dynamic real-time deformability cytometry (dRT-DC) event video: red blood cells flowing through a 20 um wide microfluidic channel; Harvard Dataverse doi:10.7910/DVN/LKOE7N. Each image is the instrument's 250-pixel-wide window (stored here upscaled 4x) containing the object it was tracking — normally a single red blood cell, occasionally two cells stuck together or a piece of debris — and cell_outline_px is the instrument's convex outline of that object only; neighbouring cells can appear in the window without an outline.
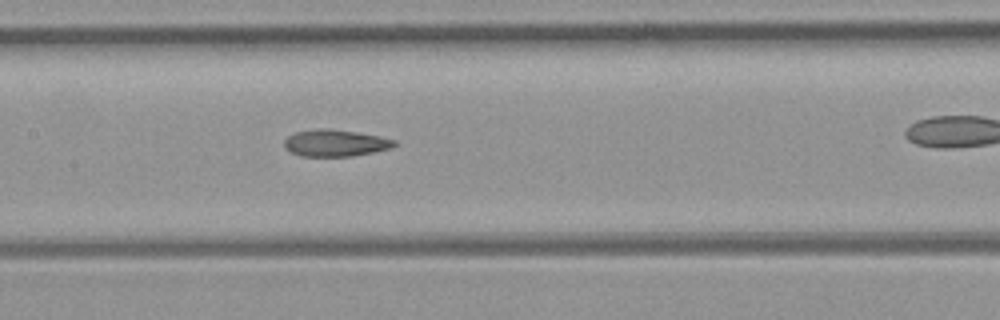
{"species": "common noctule bat (a hibernating species)", "species_latin": "Nyctalus noctula", "temperature_condition": "room temperature", "stored_images_in_passage": 27, "camera_frame_rate_fps": 3000, "um_per_image_px": 0.085, "animal": {"sex": "female", "body_mass_g": 21.9}, "frame": {"image": 1, "passage_image": 12, "time_ms": 3.667, "image_size_px": [1000, 320], "cell_outline_px": [[396, 144], [392, 148], [352, 156], [300, 156], [284, 148], [284, 140], [288, 136], [296, 132], [320, 128], [324, 128], [356, 132], [380, 136], [396, 140]], "centroid_in_image_um": [28.5, 12.16], "position_along_channel_um": 178.9, "area_um2": 17.11}}
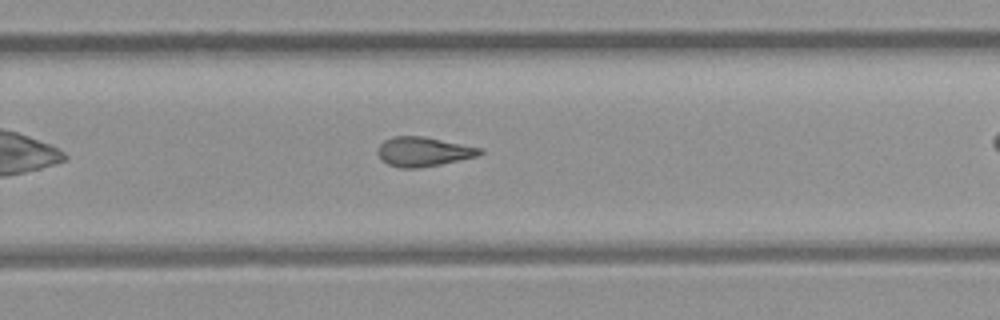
{"frame": {"image": 2, "passage_image": 20, "time_ms": 6.333, "image_size_px": [1000, 320], "cell_outline_px": [[484, 152], [480, 156], [420, 168], [400, 168], [388, 164], [380, 160], [376, 152], [376, 148], [384, 140], [392, 136], [424, 136], [484, 148]], "centroid_in_image_um": [35.99, 12.89], "position_along_channel_um": 293.8, "area_um2": 17.92}}
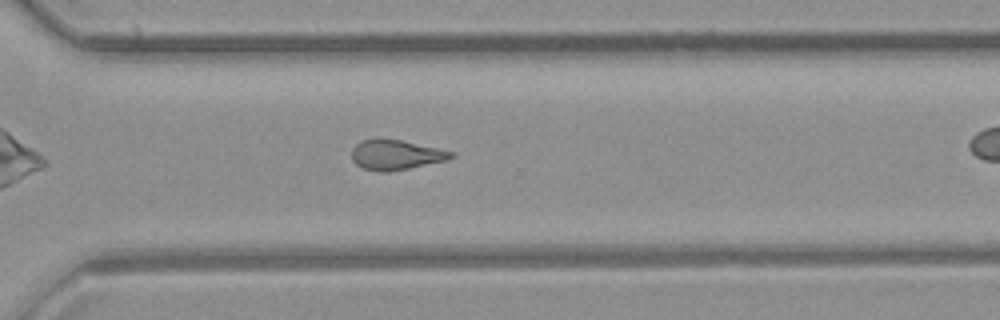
{"frame": {"image": 3, "passage_image": 23, "time_ms": 7.333, "image_size_px": [1000, 320], "cell_outline_px": [[456, 156], [448, 160], [388, 172], [376, 172], [364, 168], [356, 164], [352, 160], [352, 148], [360, 140], [400, 140], [456, 152]], "centroid_in_image_um": [33.67, 13.18], "position_along_channel_um": 336.9, "area_um2": 17.17}}